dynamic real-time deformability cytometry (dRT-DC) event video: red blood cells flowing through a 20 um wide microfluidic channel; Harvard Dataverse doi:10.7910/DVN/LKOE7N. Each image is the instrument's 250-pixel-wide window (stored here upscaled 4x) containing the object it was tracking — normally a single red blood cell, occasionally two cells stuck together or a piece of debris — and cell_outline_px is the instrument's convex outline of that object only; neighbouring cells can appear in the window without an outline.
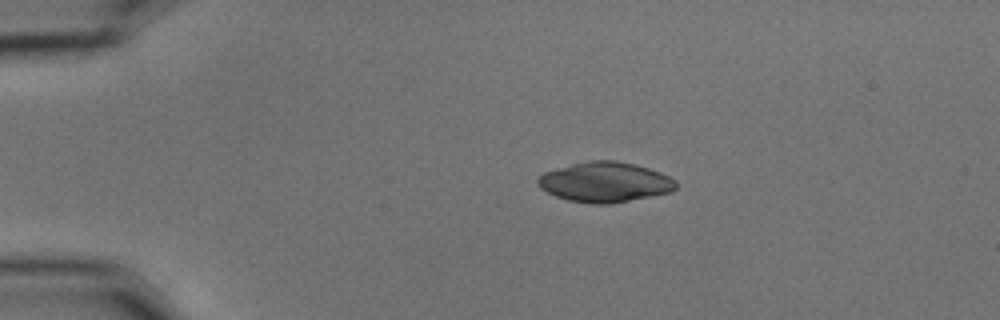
{"species": "common noctule bat (a hibernating species)", "species_latin": "Nyctalus noctula", "temperature_condition": "cold", "stored_images_in_passage": 4, "camera_frame_rate_fps": 3000, "um_per_image_px": 0.085, "animal": {"sex": "male", "body_mass_g": 15.6}, "frame": {"image": 1, "passage_image": 1, "time_ms": 0.0, "image_size_px": [1000, 320], "cell_outline_px": [[676, 188], [672, 192], [612, 204], [592, 204], [568, 200], [556, 196], [540, 188], [536, 184], [536, 180], [544, 172], [572, 164], [588, 160], [616, 160], [648, 168], [660, 172], [676, 180]], "centroid_in_image_um": [51.42, 15.49], "position_along_channel_um": 33.6, "area_um2": 32.31}}